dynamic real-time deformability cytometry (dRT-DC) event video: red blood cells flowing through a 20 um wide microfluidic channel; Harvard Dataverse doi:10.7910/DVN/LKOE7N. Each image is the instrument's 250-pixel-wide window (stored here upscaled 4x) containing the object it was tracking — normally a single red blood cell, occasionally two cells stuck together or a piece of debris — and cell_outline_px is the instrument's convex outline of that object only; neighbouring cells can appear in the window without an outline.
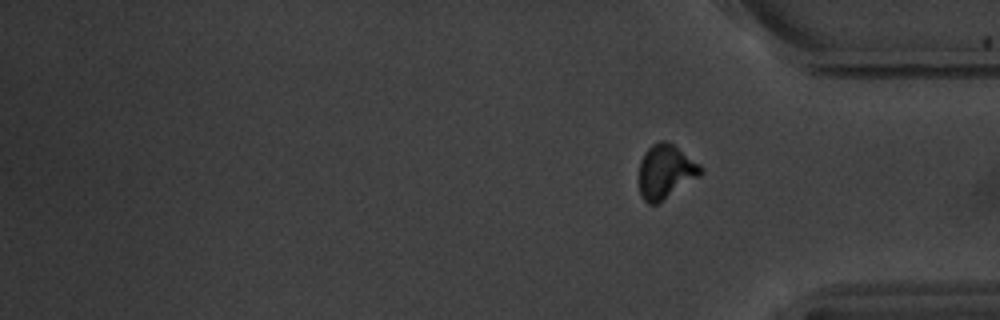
{"species": "common noctule bat (a hibernating species)", "species_latin": "Nyctalus noctula", "temperature_condition": "warm", "stored_images_in_passage": 19, "segment_of_instrument_passage": [2, 2], "camera_frame_rate_fps": 3000, "um_per_image_px": 0.085, "animal": {"sex": "male", "body_mass_g": 20.1, "forearm_length_mm": 53.5}, "frame": {"image": 1, "passage_image": 19, "time_ms": 21.667, "image_size_px": [1000, 320], "cell_outline_px": [[704, 172], [700, 176], [656, 204], [648, 204], [644, 200], [640, 192], [640, 160], [644, 152], [652, 144], [660, 140], [664, 140], [672, 144], [700, 164], [704, 168]], "centroid_in_image_um": [56.59, 14.57], "position_along_channel_um": 378.6, "area_um2": 19.25}}